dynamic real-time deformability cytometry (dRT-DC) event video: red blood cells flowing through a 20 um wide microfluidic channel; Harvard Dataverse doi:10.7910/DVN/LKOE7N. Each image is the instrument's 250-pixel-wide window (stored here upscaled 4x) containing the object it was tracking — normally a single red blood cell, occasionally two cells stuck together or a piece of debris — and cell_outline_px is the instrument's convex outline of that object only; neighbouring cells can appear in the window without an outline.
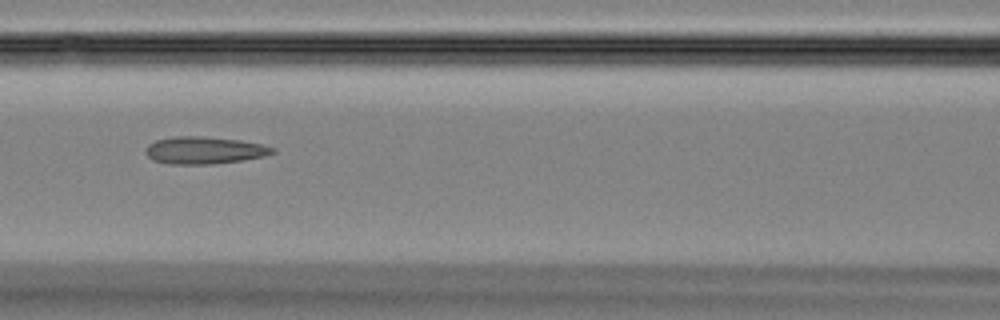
{"species": "Egyptian fruit bat (a non-hibernating species)", "species_latin": "Rousettus aegyptiacus", "temperature_condition": "room temperature", "stored_images_in_passage": 44, "camera_frame_rate_fps": 3000, "um_per_image_px": 0.085, "animal": {"sex": "female"}, "frame": {"image": 1, "passage_image": 19, "time_ms": 6.0, "image_size_px": [1000, 320], "cell_outline_px": [[276, 152], [264, 156], [244, 160], [212, 164], [168, 164], [152, 160], [144, 152], [144, 148], [148, 144], [156, 140], [172, 136], [204, 136], [240, 140], [264, 144], [276, 148]], "centroid_in_image_um": [17.36, 12.77], "position_along_channel_um": 149.2, "area_um2": 20.52}}
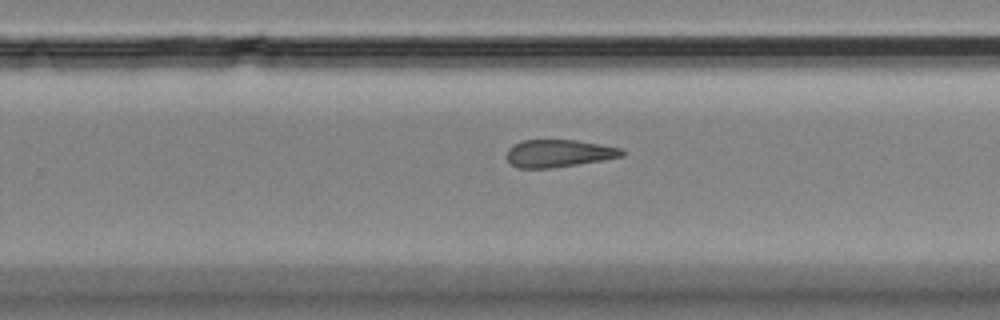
{"frame": {"image": 2, "passage_image": 28, "time_ms": 9.0, "image_size_px": [1000, 320], "cell_outline_px": [[624, 156], [604, 160], [552, 168], [516, 168], [504, 156], [508, 148], [512, 144], [524, 140], [576, 140], [600, 144], [620, 148], [624, 152]], "centroid_in_image_um": [47.45, 13.04], "position_along_channel_um": 282.4, "area_um2": 18.61}}
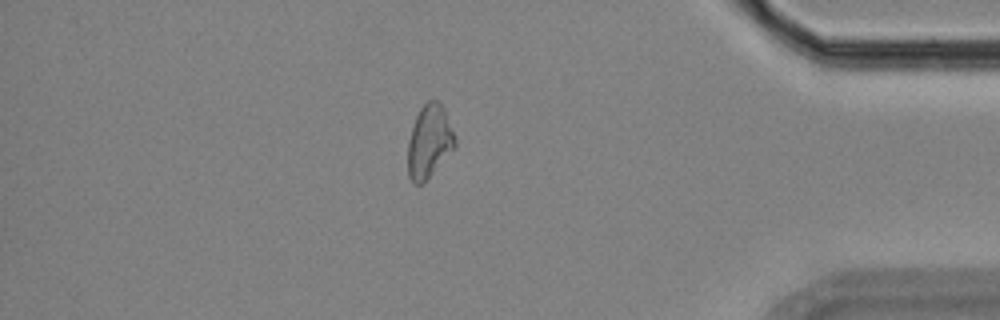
{"frame": {"image": 3, "passage_image": 38, "time_ms": 12.333, "image_size_px": [1000, 320], "cell_outline_px": [[456, 144], [424, 184], [412, 184], [408, 176], [408, 140], [416, 116], [420, 108], [428, 100], [436, 100], [444, 108], [456, 140]], "centroid_in_image_um": [36.46, 12.05], "position_along_channel_um": 398.7, "area_um2": 19.88}}